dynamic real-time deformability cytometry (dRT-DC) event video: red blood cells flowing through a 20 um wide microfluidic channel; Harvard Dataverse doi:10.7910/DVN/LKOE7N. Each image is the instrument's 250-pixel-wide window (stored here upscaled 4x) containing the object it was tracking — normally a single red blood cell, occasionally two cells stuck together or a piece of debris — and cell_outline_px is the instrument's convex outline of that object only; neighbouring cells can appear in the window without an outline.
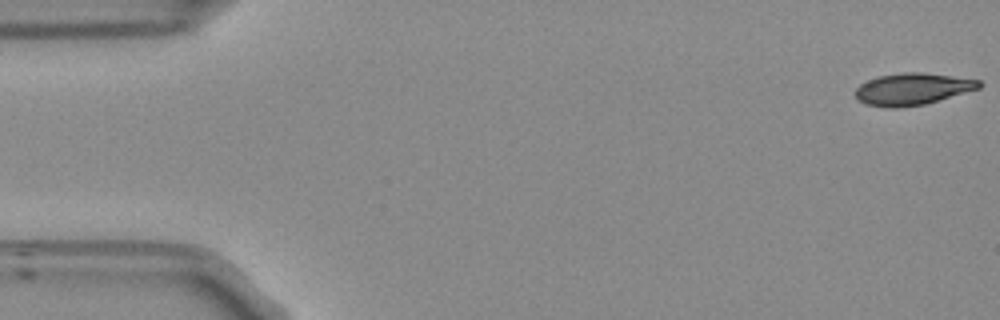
{"species": "Egyptian fruit bat (a non-hibernating species)", "species_latin": "Rousettus aegyptiacus", "temperature_condition": "room temperature", "stored_images_in_passage": 54, "camera_frame_rate_fps": 3000, "um_per_image_px": 0.085, "frame": {"image": 1, "passage_image": 1, "time_ms": 0.0, "image_size_px": [1000, 320], "cell_outline_px": [[984, 84], [980, 88], [924, 104], [896, 108], [888, 108], [864, 104], [856, 100], [856, 88], [860, 84], [868, 80], [880, 76], [904, 72], [920, 72], [980, 80]], "centroid_in_image_um": [77.53, 7.57], "position_along_channel_um": 7.5, "area_um2": 22.83}}
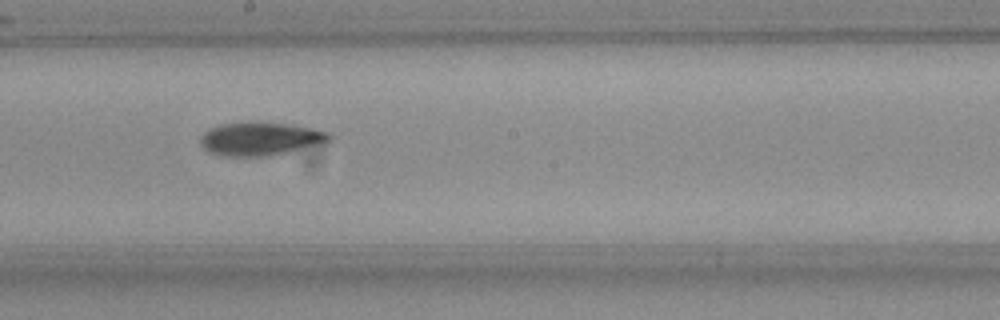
{"frame": {"image": 2, "passage_image": 29, "time_ms": 9.333, "image_size_px": [1000, 320], "cell_outline_px": [[332, 140], [324, 144], [268, 156], [224, 156], [208, 152], [200, 144], [200, 136], [204, 132], [220, 124], [244, 120], [260, 120], [300, 124], [332, 132]], "centroid_in_image_um": [22.21, 11.75], "position_along_channel_um": 226.0, "area_um2": 26.3}}
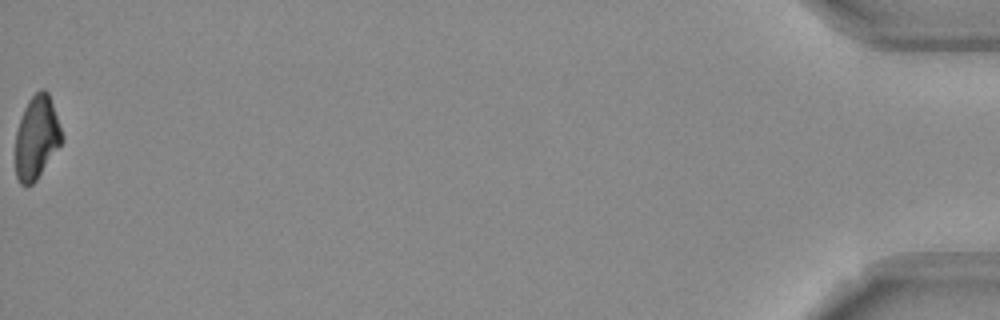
{"frame": {"image": 3, "passage_image": 54, "time_ms": 17.667, "image_size_px": [1000, 320], "cell_outline_px": [[64, 140], [36, 180], [32, 184], [20, 184], [16, 176], [16, 132], [24, 108], [28, 100], [40, 88], [44, 88], [48, 92], [64, 136]], "centroid_in_image_um": [3.13, 11.67], "position_along_channel_um": 432.1, "area_um2": 22.37}, "authors_computed_cell_mechanics": {"area_um2": 24.1026, "velocity_mm_per_s": 3.7467, "shape_relaxation_time_tau1_ms": 6.1432, "shape_relaxation_time_tau2_ms": null, "deformation_change_tau1": 0.1624, "deformation_change_tau2": null}}